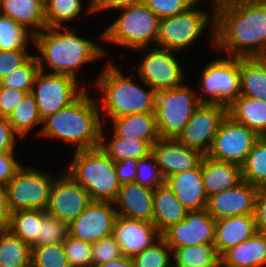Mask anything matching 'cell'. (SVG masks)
Segmentation results:
<instances>
[{
	"mask_svg": "<svg viewBox=\"0 0 266 267\" xmlns=\"http://www.w3.org/2000/svg\"><path fill=\"white\" fill-rule=\"evenodd\" d=\"M214 15V48L230 57H266V0L227 1Z\"/></svg>",
	"mask_w": 266,
	"mask_h": 267,
	"instance_id": "cell-1",
	"label": "cell"
},
{
	"mask_svg": "<svg viewBox=\"0 0 266 267\" xmlns=\"http://www.w3.org/2000/svg\"><path fill=\"white\" fill-rule=\"evenodd\" d=\"M71 28L68 25L46 27L34 36L33 43L39 51L36 58L40 71L44 72L47 65L49 70L46 73L69 75L78 80L77 71L81 66L99 60L107 53L106 48L78 36Z\"/></svg>",
	"mask_w": 266,
	"mask_h": 267,
	"instance_id": "cell-2",
	"label": "cell"
},
{
	"mask_svg": "<svg viewBox=\"0 0 266 267\" xmlns=\"http://www.w3.org/2000/svg\"><path fill=\"white\" fill-rule=\"evenodd\" d=\"M96 102L85 91L72 104L46 117L36 136L60 139L76 147L75 151L100 147L105 124L101 117L106 116H101Z\"/></svg>",
	"mask_w": 266,
	"mask_h": 267,
	"instance_id": "cell-3",
	"label": "cell"
},
{
	"mask_svg": "<svg viewBox=\"0 0 266 267\" xmlns=\"http://www.w3.org/2000/svg\"><path fill=\"white\" fill-rule=\"evenodd\" d=\"M108 62L94 82L102 94V99L97 100L103 102L100 113L112 119L128 114L155 112L156 91L149 85L143 89L133 82L132 76L126 77L111 60Z\"/></svg>",
	"mask_w": 266,
	"mask_h": 267,
	"instance_id": "cell-4",
	"label": "cell"
},
{
	"mask_svg": "<svg viewBox=\"0 0 266 267\" xmlns=\"http://www.w3.org/2000/svg\"><path fill=\"white\" fill-rule=\"evenodd\" d=\"M67 174L85 188L92 201L114 202L121 183L115 161L101 147L75 151Z\"/></svg>",
	"mask_w": 266,
	"mask_h": 267,
	"instance_id": "cell-5",
	"label": "cell"
},
{
	"mask_svg": "<svg viewBox=\"0 0 266 267\" xmlns=\"http://www.w3.org/2000/svg\"><path fill=\"white\" fill-rule=\"evenodd\" d=\"M119 17L100 35V39L110 44L138 49L156 46L160 18L145 4L118 9Z\"/></svg>",
	"mask_w": 266,
	"mask_h": 267,
	"instance_id": "cell-6",
	"label": "cell"
},
{
	"mask_svg": "<svg viewBox=\"0 0 266 267\" xmlns=\"http://www.w3.org/2000/svg\"><path fill=\"white\" fill-rule=\"evenodd\" d=\"M197 4L198 2H195L184 12L160 20L157 47L174 52L185 50L202 35L206 27L208 29V26H210L208 37L214 47V11L210 15L206 10L199 9Z\"/></svg>",
	"mask_w": 266,
	"mask_h": 267,
	"instance_id": "cell-7",
	"label": "cell"
},
{
	"mask_svg": "<svg viewBox=\"0 0 266 267\" xmlns=\"http://www.w3.org/2000/svg\"><path fill=\"white\" fill-rule=\"evenodd\" d=\"M199 93L188 85L156 92L155 116L160 137L177 138L201 104Z\"/></svg>",
	"mask_w": 266,
	"mask_h": 267,
	"instance_id": "cell-8",
	"label": "cell"
},
{
	"mask_svg": "<svg viewBox=\"0 0 266 267\" xmlns=\"http://www.w3.org/2000/svg\"><path fill=\"white\" fill-rule=\"evenodd\" d=\"M54 180L50 173L22 165L6 184L11 213L20 210H46Z\"/></svg>",
	"mask_w": 266,
	"mask_h": 267,
	"instance_id": "cell-9",
	"label": "cell"
},
{
	"mask_svg": "<svg viewBox=\"0 0 266 267\" xmlns=\"http://www.w3.org/2000/svg\"><path fill=\"white\" fill-rule=\"evenodd\" d=\"M198 95L201 103L229 106L240 96V58L230 57L216 59L208 63L200 75ZM206 96H205V95Z\"/></svg>",
	"mask_w": 266,
	"mask_h": 267,
	"instance_id": "cell-10",
	"label": "cell"
},
{
	"mask_svg": "<svg viewBox=\"0 0 266 267\" xmlns=\"http://www.w3.org/2000/svg\"><path fill=\"white\" fill-rule=\"evenodd\" d=\"M83 85L80 88L79 82L69 75L39 71L31 93L35 97L42 121L76 101L86 91Z\"/></svg>",
	"mask_w": 266,
	"mask_h": 267,
	"instance_id": "cell-11",
	"label": "cell"
},
{
	"mask_svg": "<svg viewBox=\"0 0 266 267\" xmlns=\"http://www.w3.org/2000/svg\"><path fill=\"white\" fill-rule=\"evenodd\" d=\"M144 49L146 52L137 66L138 78L141 79L142 84L149 85L156 92L174 89L184 84L185 72L180 62L178 63L174 51L157 46L135 50L142 51Z\"/></svg>",
	"mask_w": 266,
	"mask_h": 267,
	"instance_id": "cell-12",
	"label": "cell"
},
{
	"mask_svg": "<svg viewBox=\"0 0 266 267\" xmlns=\"http://www.w3.org/2000/svg\"><path fill=\"white\" fill-rule=\"evenodd\" d=\"M258 138L252 129L233 121L227 115L214 136L207 156L241 166Z\"/></svg>",
	"mask_w": 266,
	"mask_h": 267,
	"instance_id": "cell-13",
	"label": "cell"
},
{
	"mask_svg": "<svg viewBox=\"0 0 266 267\" xmlns=\"http://www.w3.org/2000/svg\"><path fill=\"white\" fill-rule=\"evenodd\" d=\"M227 116V106L201 103L188 120L177 139L203 155L210 151L214 136Z\"/></svg>",
	"mask_w": 266,
	"mask_h": 267,
	"instance_id": "cell-14",
	"label": "cell"
},
{
	"mask_svg": "<svg viewBox=\"0 0 266 267\" xmlns=\"http://www.w3.org/2000/svg\"><path fill=\"white\" fill-rule=\"evenodd\" d=\"M216 220L206 209L189 211L186 218L166 229L161 237L173 251L191 245L214 244Z\"/></svg>",
	"mask_w": 266,
	"mask_h": 267,
	"instance_id": "cell-15",
	"label": "cell"
},
{
	"mask_svg": "<svg viewBox=\"0 0 266 267\" xmlns=\"http://www.w3.org/2000/svg\"><path fill=\"white\" fill-rule=\"evenodd\" d=\"M91 202L85 188L65 172L53 182L46 211L69 225Z\"/></svg>",
	"mask_w": 266,
	"mask_h": 267,
	"instance_id": "cell-16",
	"label": "cell"
},
{
	"mask_svg": "<svg viewBox=\"0 0 266 267\" xmlns=\"http://www.w3.org/2000/svg\"><path fill=\"white\" fill-rule=\"evenodd\" d=\"M113 207H116L113 202L92 201L68 225L69 235L92 244L111 236L114 222L118 216Z\"/></svg>",
	"mask_w": 266,
	"mask_h": 267,
	"instance_id": "cell-17",
	"label": "cell"
},
{
	"mask_svg": "<svg viewBox=\"0 0 266 267\" xmlns=\"http://www.w3.org/2000/svg\"><path fill=\"white\" fill-rule=\"evenodd\" d=\"M258 187L242 181L236 187L208 197L206 210L215 220L255 213Z\"/></svg>",
	"mask_w": 266,
	"mask_h": 267,
	"instance_id": "cell-18",
	"label": "cell"
},
{
	"mask_svg": "<svg viewBox=\"0 0 266 267\" xmlns=\"http://www.w3.org/2000/svg\"><path fill=\"white\" fill-rule=\"evenodd\" d=\"M151 154L165 179L197 167L203 158L199 150L187 147L177 138L160 137L152 145Z\"/></svg>",
	"mask_w": 266,
	"mask_h": 267,
	"instance_id": "cell-19",
	"label": "cell"
},
{
	"mask_svg": "<svg viewBox=\"0 0 266 267\" xmlns=\"http://www.w3.org/2000/svg\"><path fill=\"white\" fill-rule=\"evenodd\" d=\"M112 236L121 248L122 255L133 258L157 242L161 233L154 223L118 215Z\"/></svg>",
	"mask_w": 266,
	"mask_h": 267,
	"instance_id": "cell-20",
	"label": "cell"
},
{
	"mask_svg": "<svg viewBox=\"0 0 266 267\" xmlns=\"http://www.w3.org/2000/svg\"><path fill=\"white\" fill-rule=\"evenodd\" d=\"M154 190L136 182L121 184L113 202L117 215L153 223Z\"/></svg>",
	"mask_w": 266,
	"mask_h": 267,
	"instance_id": "cell-21",
	"label": "cell"
},
{
	"mask_svg": "<svg viewBox=\"0 0 266 267\" xmlns=\"http://www.w3.org/2000/svg\"><path fill=\"white\" fill-rule=\"evenodd\" d=\"M166 183L189 211L206 209L208 196L202 181V161L195 168L168 177Z\"/></svg>",
	"mask_w": 266,
	"mask_h": 267,
	"instance_id": "cell-22",
	"label": "cell"
},
{
	"mask_svg": "<svg viewBox=\"0 0 266 267\" xmlns=\"http://www.w3.org/2000/svg\"><path fill=\"white\" fill-rule=\"evenodd\" d=\"M254 214L216 220L214 245L221 257L227 250L257 233Z\"/></svg>",
	"mask_w": 266,
	"mask_h": 267,
	"instance_id": "cell-23",
	"label": "cell"
},
{
	"mask_svg": "<svg viewBox=\"0 0 266 267\" xmlns=\"http://www.w3.org/2000/svg\"><path fill=\"white\" fill-rule=\"evenodd\" d=\"M202 181L208 197L234 188L243 181L241 166L203 155Z\"/></svg>",
	"mask_w": 266,
	"mask_h": 267,
	"instance_id": "cell-24",
	"label": "cell"
},
{
	"mask_svg": "<svg viewBox=\"0 0 266 267\" xmlns=\"http://www.w3.org/2000/svg\"><path fill=\"white\" fill-rule=\"evenodd\" d=\"M0 14L24 26L34 36L47 27L44 0H0Z\"/></svg>",
	"mask_w": 266,
	"mask_h": 267,
	"instance_id": "cell-25",
	"label": "cell"
},
{
	"mask_svg": "<svg viewBox=\"0 0 266 267\" xmlns=\"http://www.w3.org/2000/svg\"><path fill=\"white\" fill-rule=\"evenodd\" d=\"M188 212L167 183L154 189L153 223L161 234L170 226L184 220Z\"/></svg>",
	"mask_w": 266,
	"mask_h": 267,
	"instance_id": "cell-26",
	"label": "cell"
},
{
	"mask_svg": "<svg viewBox=\"0 0 266 267\" xmlns=\"http://www.w3.org/2000/svg\"><path fill=\"white\" fill-rule=\"evenodd\" d=\"M110 121L117 136L145 140L151 146L160 138L155 112L128 114Z\"/></svg>",
	"mask_w": 266,
	"mask_h": 267,
	"instance_id": "cell-27",
	"label": "cell"
},
{
	"mask_svg": "<svg viewBox=\"0 0 266 267\" xmlns=\"http://www.w3.org/2000/svg\"><path fill=\"white\" fill-rule=\"evenodd\" d=\"M227 115L259 137L266 136V101L240 95L227 107Z\"/></svg>",
	"mask_w": 266,
	"mask_h": 267,
	"instance_id": "cell-28",
	"label": "cell"
},
{
	"mask_svg": "<svg viewBox=\"0 0 266 267\" xmlns=\"http://www.w3.org/2000/svg\"><path fill=\"white\" fill-rule=\"evenodd\" d=\"M220 258L233 267H266V235L257 232L227 250Z\"/></svg>",
	"mask_w": 266,
	"mask_h": 267,
	"instance_id": "cell-29",
	"label": "cell"
},
{
	"mask_svg": "<svg viewBox=\"0 0 266 267\" xmlns=\"http://www.w3.org/2000/svg\"><path fill=\"white\" fill-rule=\"evenodd\" d=\"M240 95L266 101V57L240 58Z\"/></svg>",
	"mask_w": 266,
	"mask_h": 267,
	"instance_id": "cell-30",
	"label": "cell"
},
{
	"mask_svg": "<svg viewBox=\"0 0 266 267\" xmlns=\"http://www.w3.org/2000/svg\"><path fill=\"white\" fill-rule=\"evenodd\" d=\"M103 129L104 127H102L100 147L115 162L125 159L139 160L151 154L152 146L147 141L137 138L120 137L114 132L111 139H109L110 141H108L105 134H103Z\"/></svg>",
	"mask_w": 266,
	"mask_h": 267,
	"instance_id": "cell-31",
	"label": "cell"
},
{
	"mask_svg": "<svg viewBox=\"0 0 266 267\" xmlns=\"http://www.w3.org/2000/svg\"><path fill=\"white\" fill-rule=\"evenodd\" d=\"M31 245L9 229H0V267H31Z\"/></svg>",
	"mask_w": 266,
	"mask_h": 267,
	"instance_id": "cell-32",
	"label": "cell"
},
{
	"mask_svg": "<svg viewBox=\"0 0 266 267\" xmlns=\"http://www.w3.org/2000/svg\"><path fill=\"white\" fill-rule=\"evenodd\" d=\"M172 258V267H217L221 259L214 244L176 248Z\"/></svg>",
	"mask_w": 266,
	"mask_h": 267,
	"instance_id": "cell-33",
	"label": "cell"
},
{
	"mask_svg": "<svg viewBox=\"0 0 266 267\" xmlns=\"http://www.w3.org/2000/svg\"><path fill=\"white\" fill-rule=\"evenodd\" d=\"M242 179L257 187L266 186V136L259 137L241 165Z\"/></svg>",
	"mask_w": 266,
	"mask_h": 267,
	"instance_id": "cell-34",
	"label": "cell"
},
{
	"mask_svg": "<svg viewBox=\"0 0 266 267\" xmlns=\"http://www.w3.org/2000/svg\"><path fill=\"white\" fill-rule=\"evenodd\" d=\"M7 119L20 138L27 137L33 127L41 126L43 123L35 97L31 92L25 95Z\"/></svg>",
	"mask_w": 266,
	"mask_h": 267,
	"instance_id": "cell-35",
	"label": "cell"
},
{
	"mask_svg": "<svg viewBox=\"0 0 266 267\" xmlns=\"http://www.w3.org/2000/svg\"><path fill=\"white\" fill-rule=\"evenodd\" d=\"M42 223V210H20L11 213L9 229L24 242L32 245L39 236Z\"/></svg>",
	"mask_w": 266,
	"mask_h": 267,
	"instance_id": "cell-36",
	"label": "cell"
},
{
	"mask_svg": "<svg viewBox=\"0 0 266 267\" xmlns=\"http://www.w3.org/2000/svg\"><path fill=\"white\" fill-rule=\"evenodd\" d=\"M82 0H44L47 27H64L75 20L83 9Z\"/></svg>",
	"mask_w": 266,
	"mask_h": 267,
	"instance_id": "cell-37",
	"label": "cell"
},
{
	"mask_svg": "<svg viewBox=\"0 0 266 267\" xmlns=\"http://www.w3.org/2000/svg\"><path fill=\"white\" fill-rule=\"evenodd\" d=\"M34 35L10 17L0 14V50H26Z\"/></svg>",
	"mask_w": 266,
	"mask_h": 267,
	"instance_id": "cell-38",
	"label": "cell"
},
{
	"mask_svg": "<svg viewBox=\"0 0 266 267\" xmlns=\"http://www.w3.org/2000/svg\"><path fill=\"white\" fill-rule=\"evenodd\" d=\"M68 235V225L64 221L49 214L46 210H42V223L39 236L31 247L61 244Z\"/></svg>",
	"mask_w": 266,
	"mask_h": 267,
	"instance_id": "cell-39",
	"label": "cell"
},
{
	"mask_svg": "<svg viewBox=\"0 0 266 267\" xmlns=\"http://www.w3.org/2000/svg\"><path fill=\"white\" fill-rule=\"evenodd\" d=\"M39 71L37 58L33 55L24 65L17 67L1 78L0 86L30 93L33 88L34 79Z\"/></svg>",
	"mask_w": 266,
	"mask_h": 267,
	"instance_id": "cell-40",
	"label": "cell"
},
{
	"mask_svg": "<svg viewBox=\"0 0 266 267\" xmlns=\"http://www.w3.org/2000/svg\"><path fill=\"white\" fill-rule=\"evenodd\" d=\"M172 250L161 237L132 259L135 267H172Z\"/></svg>",
	"mask_w": 266,
	"mask_h": 267,
	"instance_id": "cell-41",
	"label": "cell"
},
{
	"mask_svg": "<svg viewBox=\"0 0 266 267\" xmlns=\"http://www.w3.org/2000/svg\"><path fill=\"white\" fill-rule=\"evenodd\" d=\"M31 248V267H70L63 243Z\"/></svg>",
	"mask_w": 266,
	"mask_h": 267,
	"instance_id": "cell-42",
	"label": "cell"
},
{
	"mask_svg": "<svg viewBox=\"0 0 266 267\" xmlns=\"http://www.w3.org/2000/svg\"><path fill=\"white\" fill-rule=\"evenodd\" d=\"M135 182L153 190L166 183L152 154L138 160Z\"/></svg>",
	"mask_w": 266,
	"mask_h": 267,
	"instance_id": "cell-43",
	"label": "cell"
},
{
	"mask_svg": "<svg viewBox=\"0 0 266 267\" xmlns=\"http://www.w3.org/2000/svg\"><path fill=\"white\" fill-rule=\"evenodd\" d=\"M63 248L70 267H92V243L68 235Z\"/></svg>",
	"mask_w": 266,
	"mask_h": 267,
	"instance_id": "cell-44",
	"label": "cell"
},
{
	"mask_svg": "<svg viewBox=\"0 0 266 267\" xmlns=\"http://www.w3.org/2000/svg\"><path fill=\"white\" fill-rule=\"evenodd\" d=\"M91 253L92 267L117 260L123 256L121 248L112 235L93 243Z\"/></svg>",
	"mask_w": 266,
	"mask_h": 267,
	"instance_id": "cell-45",
	"label": "cell"
},
{
	"mask_svg": "<svg viewBox=\"0 0 266 267\" xmlns=\"http://www.w3.org/2000/svg\"><path fill=\"white\" fill-rule=\"evenodd\" d=\"M195 2V0H145L144 4L161 20L184 12Z\"/></svg>",
	"mask_w": 266,
	"mask_h": 267,
	"instance_id": "cell-46",
	"label": "cell"
},
{
	"mask_svg": "<svg viewBox=\"0 0 266 267\" xmlns=\"http://www.w3.org/2000/svg\"><path fill=\"white\" fill-rule=\"evenodd\" d=\"M32 56L28 50H0V79L24 65Z\"/></svg>",
	"mask_w": 266,
	"mask_h": 267,
	"instance_id": "cell-47",
	"label": "cell"
},
{
	"mask_svg": "<svg viewBox=\"0 0 266 267\" xmlns=\"http://www.w3.org/2000/svg\"><path fill=\"white\" fill-rule=\"evenodd\" d=\"M27 92L0 86V116L8 118Z\"/></svg>",
	"mask_w": 266,
	"mask_h": 267,
	"instance_id": "cell-48",
	"label": "cell"
},
{
	"mask_svg": "<svg viewBox=\"0 0 266 267\" xmlns=\"http://www.w3.org/2000/svg\"><path fill=\"white\" fill-rule=\"evenodd\" d=\"M15 151L0 152V183L6 185L22 166L14 157Z\"/></svg>",
	"mask_w": 266,
	"mask_h": 267,
	"instance_id": "cell-49",
	"label": "cell"
},
{
	"mask_svg": "<svg viewBox=\"0 0 266 267\" xmlns=\"http://www.w3.org/2000/svg\"><path fill=\"white\" fill-rule=\"evenodd\" d=\"M18 137L20 139L9 120L0 116V152L15 151L16 138Z\"/></svg>",
	"mask_w": 266,
	"mask_h": 267,
	"instance_id": "cell-50",
	"label": "cell"
},
{
	"mask_svg": "<svg viewBox=\"0 0 266 267\" xmlns=\"http://www.w3.org/2000/svg\"><path fill=\"white\" fill-rule=\"evenodd\" d=\"M254 215L258 233L266 235V186L258 187Z\"/></svg>",
	"mask_w": 266,
	"mask_h": 267,
	"instance_id": "cell-51",
	"label": "cell"
},
{
	"mask_svg": "<svg viewBox=\"0 0 266 267\" xmlns=\"http://www.w3.org/2000/svg\"><path fill=\"white\" fill-rule=\"evenodd\" d=\"M138 160L125 159L115 162V171L121 184L135 182Z\"/></svg>",
	"mask_w": 266,
	"mask_h": 267,
	"instance_id": "cell-52",
	"label": "cell"
},
{
	"mask_svg": "<svg viewBox=\"0 0 266 267\" xmlns=\"http://www.w3.org/2000/svg\"><path fill=\"white\" fill-rule=\"evenodd\" d=\"M11 211L8 206L6 185L0 183V229L8 228Z\"/></svg>",
	"mask_w": 266,
	"mask_h": 267,
	"instance_id": "cell-53",
	"label": "cell"
},
{
	"mask_svg": "<svg viewBox=\"0 0 266 267\" xmlns=\"http://www.w3.org/2000/svg\"><path fill=\"white\" fill-rule=\"evenodd\" d=\"M144 1L145 0H105L103 5L96 12H101L102 10L105 11L110 9H115L116 11L124 7L144 4Z\"/></svg>",
	"mask_w": 266,
	"mask_h": 267,
	"instance_id": "cell-54",
	"label": "cell"
},
{
	"mask_svg": "<svg viewBox=\"0 0 266 267\" xmlns=\"http://www.w3.org/2000/svg\"><path fill=\"white\" fill-rule=\"evenodd\" d=\"M94 267H135V264L132 258L122 256L117 260L109 261L107 263L96 265Z\"/></svg>",
	"mask_w": 266,
	"mask_h": 267,
	"instance_id": "cell-55",
	"label": "cell"
},
{
	"mask_svg": "<svg viewBox=\"0 0 266 267\" xmlns=\"http://www.w3.org/2000/svg\"><path fill=\"white\" fill-rule=\"evenodd\" d=\"M87 13H97L96 11L103 5L105 0H88Z\"/></svg>",
	"mask_w": 266,
	"mask_h": 267,
	"instance_id": "cell-56",
	"label": "cell"
},
{
	"mask_svg": "<svg viewBox=\"0 0 266 267\" xmlns=\"http://www.w3.org/2000/svg\"><path fill=\"white\" fill-rule=\"evenodd\" d=\"M196 2L200 1V0H195ZM211 4H212V11H214V7H216L217 5L223 4L225 2H227L228 0H211Z\"/></svg>",
	"mask_w": 266,
	"mask_h": 267,
	"instance_id": "cell-57",
	"label": "cell"
},
{
	"mask_svg": "<svg viewBox=\"0 0 266 267\" xmlns=\"http://www.w3.org/2000/svg\"><path fill=\"white\" fill-rule=\"evenodd\" d=\"M217 267H233V266H230V265L225 264V263L220 259V261H219Z\"/></svg>",
	"mask_w": 266,
	"mask_h": 267,
	"instance_id": "cell-58",
	"label": "cell"
}]
</instances>
